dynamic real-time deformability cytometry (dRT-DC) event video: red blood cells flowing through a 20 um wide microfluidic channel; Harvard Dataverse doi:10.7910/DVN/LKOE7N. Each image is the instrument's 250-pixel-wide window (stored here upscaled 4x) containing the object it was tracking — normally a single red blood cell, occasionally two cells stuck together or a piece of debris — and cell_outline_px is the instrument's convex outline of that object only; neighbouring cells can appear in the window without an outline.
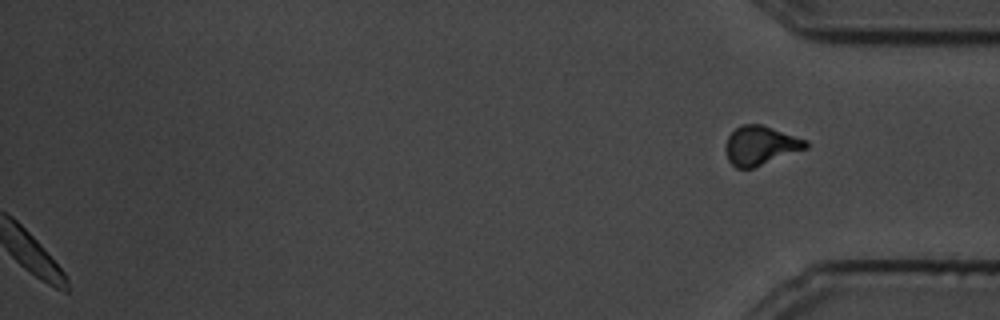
{"species": "common noctule bat (a hibernating species)", "species_latin": "Nyctalus noctula", "temperature_condition": "cold", "stored_images_in_passage": 72, "segment_of_instrument_passage": [2, 2], "camera_frame_rate_fps": 3000, "um_per_image_px": 0.085, "animal": {"sex": "male", "body_mass_g": 19.5, "forearm_length_mm": 54.6}, "frame": {"image": 1, "passage_image": 72, "time_ms": 23.667, "image_size_px": [1000, 320], "cell_outline_px": [[808, 148], [752, 168], [736, 168], [728, 160], [724, 148], [728, 136], [740, 124], [760, 124], [808, 140]], "centroid_in_image_um": [64.63, 12.36], "position_along_channel_um": 370.6, "area_um2": 18.21}}